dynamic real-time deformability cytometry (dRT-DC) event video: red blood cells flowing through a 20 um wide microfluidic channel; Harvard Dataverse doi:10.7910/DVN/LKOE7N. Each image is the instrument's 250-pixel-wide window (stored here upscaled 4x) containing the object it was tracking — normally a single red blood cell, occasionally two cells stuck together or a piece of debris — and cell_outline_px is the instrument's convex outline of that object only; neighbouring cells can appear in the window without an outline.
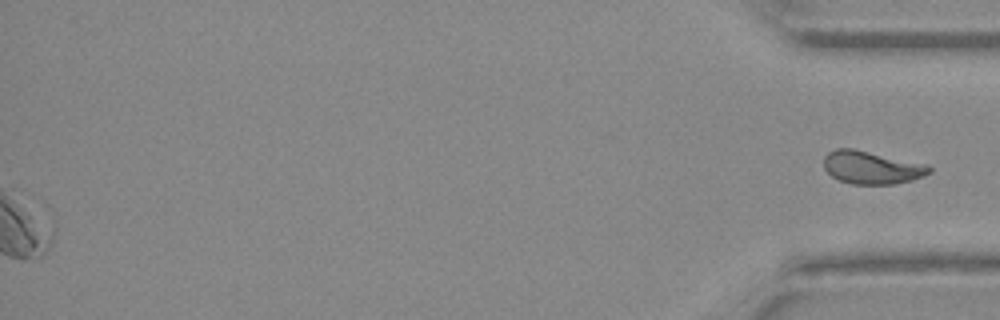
{"species": "Egyptian fruit bat (a non-hibernating species)", "species_latin": "Rousettus aegyptiacus", "temperature_condition": "warm", "stored_images_in_passage": 45, "segment_of_instrument_passage": [2, 2], "camera_frame_rate_fps": 3000, "um_per_image_px": 0.085, "animal": {"sex": "female"}, "frame": {"image": 1, "passage_image": 45, "time_ms": 14.667, "image_size_px": [1000, 320], "cell_outline_px": [[932, 172], [912, 180], [896, 184], [852, 184], [840, 180], [832, 176], [824, 168], [824, 156], [828, 152], [836, 148], [852, 148], [932, 168]], "centroid_in_image_um": [73.99, 14.26], "position_along_channel_um": 361.2, "area_um2": 19.42}}